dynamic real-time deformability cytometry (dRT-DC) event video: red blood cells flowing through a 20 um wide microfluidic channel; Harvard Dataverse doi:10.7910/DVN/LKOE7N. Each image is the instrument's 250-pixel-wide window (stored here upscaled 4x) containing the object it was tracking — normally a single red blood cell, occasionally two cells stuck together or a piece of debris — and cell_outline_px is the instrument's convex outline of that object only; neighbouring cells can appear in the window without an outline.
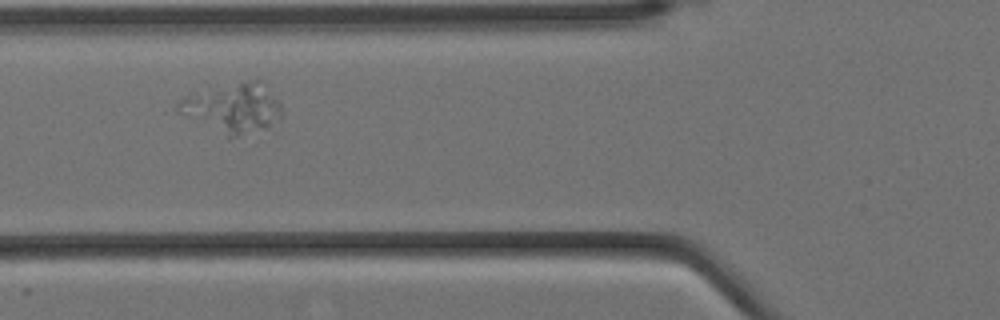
{"species": "Egyptian fruit bat (a non-hibernating species)", "species_latin": "Rousettus aegyptiacus", "temperature_condition": "cold", "stored_images_in_passage": 8, "camera_frame_rate_fps": 3000, "um_per_image_px": 0.085, "animal": {"sex": "female"}, "frame": {"image": 1, "passage_image": 7, "time_ms": 2.0, "image_size_px": [1000, 320], "cell_outline_px": [[280, 120], [264, 128], [228, 140], [172, 112], [176, 104], [180, 100], [252, 80], [260, 80], [280, 104]], "centroid_in_image_um": [19.73, 9.31], "position_along_channel_um": 106.1, "area_um2": 29.36}}
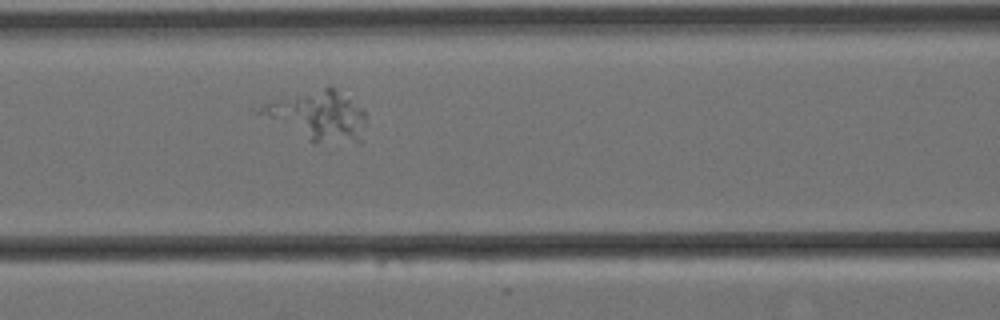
{"frame": {"image": 2, "passage_image": 8, "time_ms": 2.333, "image_size_px": [1000, 320], "cell_outline_px": [[364, 124], [360, 144], [312, 144], [308, 140], [288, 104], [328, 84], [336, 88], [364, 108]], "centroid_in_image_um": [28.0, 9.95], "position_along_channel_um": 138.6, "area_um2": 23.58}}